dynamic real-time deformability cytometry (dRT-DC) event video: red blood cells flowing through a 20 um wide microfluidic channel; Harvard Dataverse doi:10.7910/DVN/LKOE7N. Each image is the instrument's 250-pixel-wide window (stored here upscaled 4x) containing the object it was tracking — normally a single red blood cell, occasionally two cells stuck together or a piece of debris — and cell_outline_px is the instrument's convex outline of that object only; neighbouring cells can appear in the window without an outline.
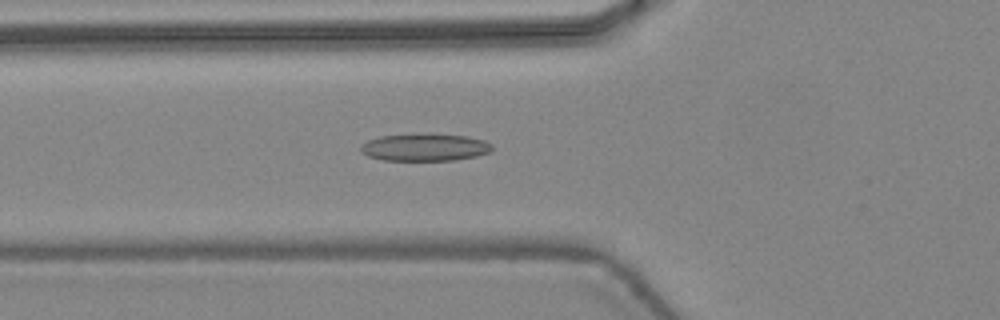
{"species": "common noctule bat (a hibernating species)", "species_latin": "Nyctalus noctula", "temperature_condition": "warm", "stored_images_in_passage": 47, "camera_frame_rate_fps": 3000, "um_per_image_px": 0.085, "animal": {"sex": "female", "body_mass_g": 24.6, "forearm_length_mm": 56.2}, "frame": {"image": 1, "passage_image": 18, "time_ms": 5.667, "image_size_px": [1000, 320], "cell_outline_px": [[492, 152], [476, 156], [456, 160], [384, 160], [368, 156], [360, 152], [360, 144], [368, 140], [380, 136], [428, 132], [468, 136], [484, 140], [492, 144]], "centroid_in_image_um": [36.12, 12.5], "position_along_channel_um": 89.7, "area_um2": 21.5}}
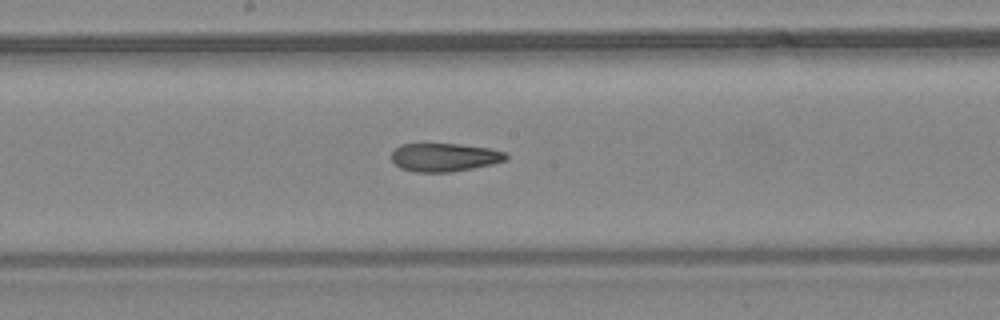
{"frame": {"image": 2, "passage_image": 26, "time_ms": 8.333, "image_size_px": [1000, 320], "cell_outline_px": [[508, 160], [492, 164], [452, 172], [416, 172], [400, 168], [392, 160], [392, 152], [400, 144], [460, 144], [488, 148], [504, 152], [508, 156]], "centroid_in_image_um": [37.78, 13.37], "position_along_channel_um": 210.4, "area_um2": 18.84}}
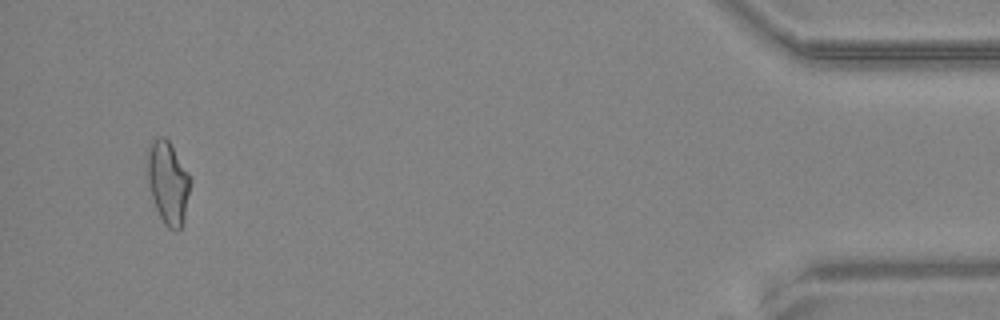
{"frame": {"image": 3, "passage_image": 45, "time_ms": 14.667, "image_size_px": [1000, 320], "cell_outline_px": [[192, 180], [184, 220], [180, 228], [176, 232], [168, 228], [164, 224], [156, 208], [152, 196], [148, 180], [148, 144], [156, 136], [164, 136], [168, 140], [188, 172]], "centroid_in_image_um": [14.3, 15.52], "position_along_channel_um": 420.9, "area_um2": 20.69}, "authors_computed_cell_mechanics": {"area_um2": 20.0566, "velocity_mm_per_s": 4.4961, "shape_relaxation_time_tau1_ms": null, "shape_relaxation_time_tau2_ms": 2.9136, "deformation_change_tau1": null, "deformation_change_tau2": 0.1161}}